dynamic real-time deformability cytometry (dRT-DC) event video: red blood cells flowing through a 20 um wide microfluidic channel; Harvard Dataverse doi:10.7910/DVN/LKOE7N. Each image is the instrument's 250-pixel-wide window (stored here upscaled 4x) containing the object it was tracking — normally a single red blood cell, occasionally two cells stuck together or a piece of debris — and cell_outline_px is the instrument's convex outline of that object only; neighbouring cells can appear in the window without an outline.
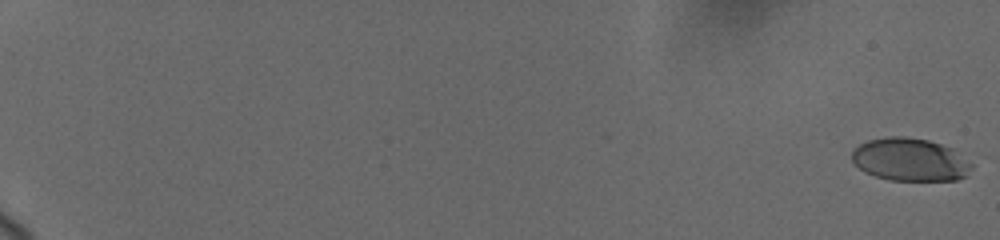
{"species": "human", "species_latin": "Homo sapiens", "temperature_condition": "cold", "stored_images_in_passage": 42, "camera_frame_rate_fps": 3000, "um_per_image_px": 0.085, "donor": {"sex": "female"}, "frame": {"image": 1, "passage_image": 1, "time_ms": 0.0, "image_size_px": [1000, 240], "cell_outline_px": [[972, 168], [968, 176], [956, 180], [888, 180], [864, 172], [852, 160], [852, 148], [868, 140], [888, 136], [904, 136], [928, 140], [952, 148], [972, 164]], "centroid_in_image_um": [77.35, 13.57], "position_along_channel_um": 7.7, "area_um2": 30.0}}
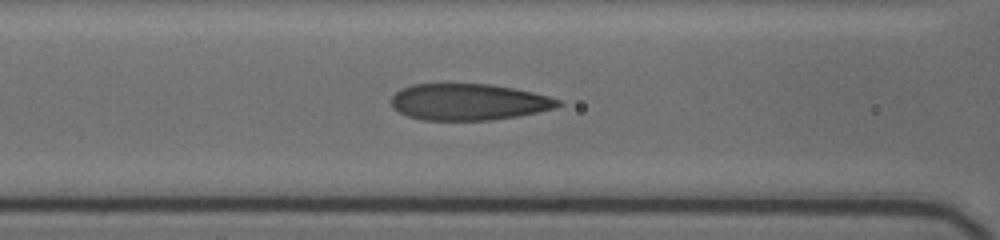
{"frame": {"image": 2, "passage_image": 23, "time_ms": 9.667, "image_size_px": [1000, 240], "cell_outline_px": [[564, 104], [556, 108], [516, 116], [488, 120], [420, 120], [408, 116], [392, 108], [392, 96], [400, 88], [412, 84], [488, 84], [512, 88], [532, 92], [548, 96], [560, 100]], "centroid_in_image_um": [39.81, 8.67], "position_along_channel_um": 126.8, "area_um2": 35.37}}
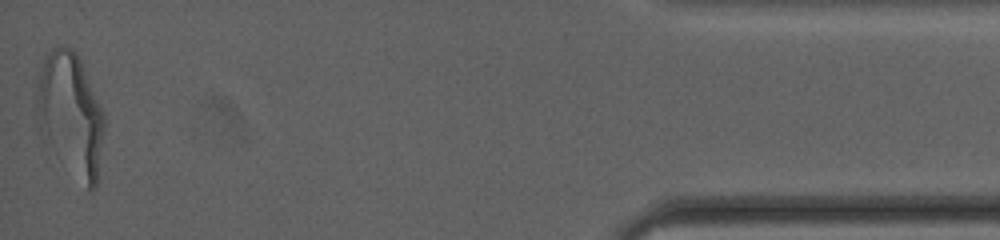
{"frame": {"image": 3, "passage_image": 42, "time_ms": 19.667, "image_size_px": [1000, 240], "cell_outline_px": [[104, 128], [96, 188], [92, 192], [88, 192], [40, 128], [36, 100], [40, 76], [44, 60], [48, 52], [56, 44], [72, 48], [76, 52], [80, 60], [104, 112]], "centroid_in_image_um": [6.05, 9.66], "position_along_channel_um": 429.1, "area_um2": 46.76}, "authors_computed_cell_mechanics": {"area_um2": 34.5066, "velocity_mm_per_s": 3.682, "shape_relaxation_time_tau1_ms": 5.2596, "shape_relaxation_time_tau2_ms": 0.6697, "deformation_change_tau1": 0.2012, "deformation_change_tau2": 0.0667}}